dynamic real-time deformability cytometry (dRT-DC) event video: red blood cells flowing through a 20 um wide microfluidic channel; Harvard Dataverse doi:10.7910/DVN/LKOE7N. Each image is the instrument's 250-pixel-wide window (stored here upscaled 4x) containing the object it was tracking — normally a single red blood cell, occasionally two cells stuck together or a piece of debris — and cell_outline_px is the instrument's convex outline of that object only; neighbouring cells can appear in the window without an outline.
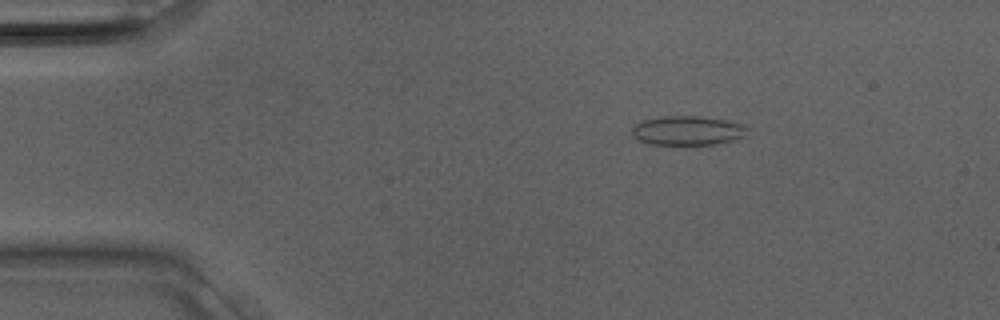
{"species": "Egyptian fruit bat (a non-hibernating species)", "species_latin": "Rousettus aegyptiacus", "temperature_condition": "room temperature", "stored_images_in_passage": 15, "camera_frame_rate_fps": 3000, "um_per_image_px": 0.085, "animal": {"sex": "male"}, "frame": {"image": 1, "passage_image": 5, "time_ms": 1.333, "image_size_px": [1000, 320], "cell_outline_px": [[744, 136], [736, 140], [716, 144], [648, 144], [640, 140], [632, 132], [632, 128], [636, 124], [644, 120], [660, 116], [700, 116], [724, 120], [744, 124]], "centroid_in_image_um": [58.44, 11.09], "position_along_channel_um": 26.6, "area_um2": 19.36}}
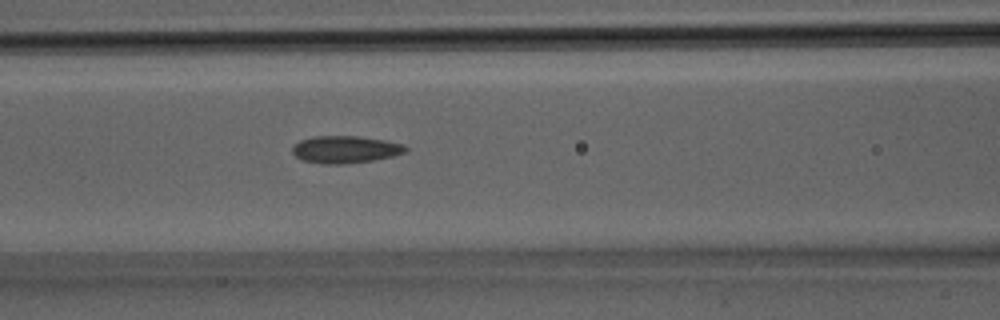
{"frame": {"image": 2, "passage_image": 13, "time_ms": 4.0, "image_size_px": [1000, 320], "cell_outline_px": [[408, 152], [392, 156], [372, 160], [340, 164], [324, 164], [304, 160], [296, 156], [292, 152], [292, 148], [300, 140], [312, 136], [360, 136], [384, 140], [404, 144], [408, 148]], "centroid_in_image_um": [29.38, 12.69], "position_along_channel_um": 137.2, "area_um2": 17.92}}